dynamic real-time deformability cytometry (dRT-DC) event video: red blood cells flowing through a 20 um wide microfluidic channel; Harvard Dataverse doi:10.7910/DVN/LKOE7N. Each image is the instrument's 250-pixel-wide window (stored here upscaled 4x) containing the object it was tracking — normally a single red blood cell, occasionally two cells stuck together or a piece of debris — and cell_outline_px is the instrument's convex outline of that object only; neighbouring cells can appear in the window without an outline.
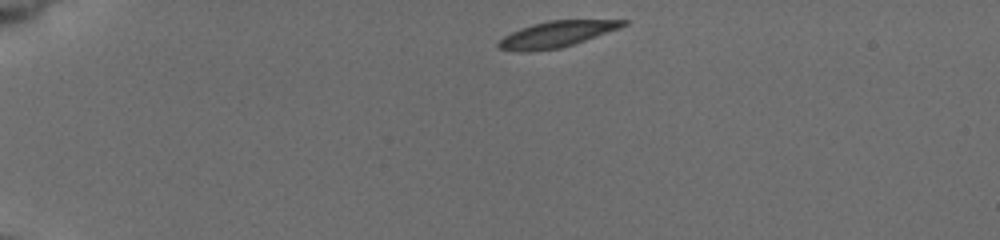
{"species": "common noctule bat (a hibernating species)", "species_latin": "Nyctalus noctula", "temperature_condition": "cold", "stored_images_in_passage": 43, "camera_frame_rate_fps": 3000, "um_per_image_px": 0.085, "animal": {"sex": "female", "body_mass_g": 19.5, "forearm_length_mm": 54.1}, "frame": {"image": 1, "passage_image": 1, "time_ms": 0.0, "image_size_px": [1000, 240], "cell_outline_px": [[628, 24], [620, 28], [560, 48], [528, 52], [520, 52], [500, 48], [496, 44], [504, 36], [520, 28], [532, 24], [548, 20], [628, 20]], "centroid_in_image_um": [47.29, 2.9], "position_along_channel_um": 37.7, "area_um2": 18.73}}
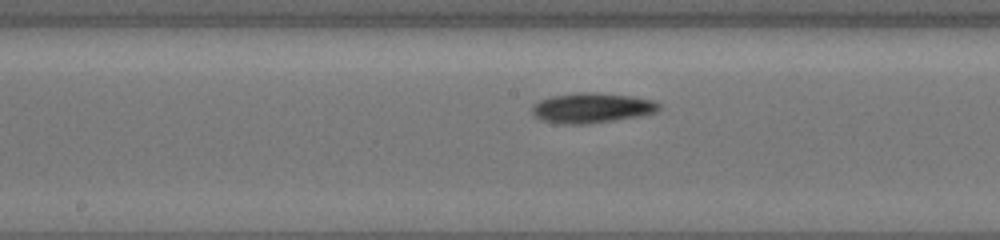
{"frame": {"image": 2, "passage_image": 19, "time_ms": 6.0, "image_size_px": [1000, 240], "cell_outline_px": [[660, 108], [656, 112], [636, 116], [612, 120], [584, 124], [572, 124], [540, 120], [532, 112], [532, 104], [540, 100], [552, 96], [576, 92], [596, 92], [632, 96], [652, 100], [660, 104]], "centroid_in_image_um": [50.28, 9.15], "position_along_channel_um": 197.9, "area_um2": 21.96}}
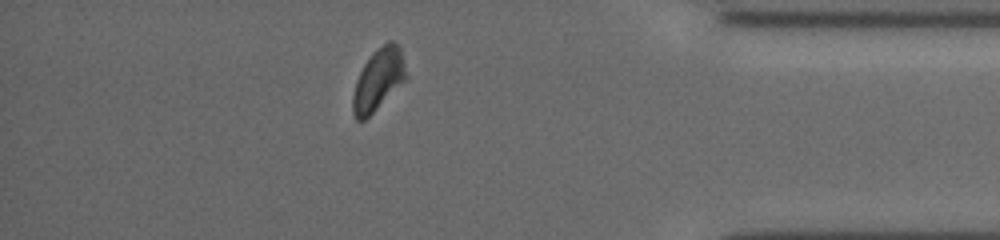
{"frame": {"image": 3, "passage_image": 37, "time_ms": 12.0, "image_size_px": [1000, 240], "cell_outline_px": [[408, 76], [364, 120], [356, 120], [352, 112], [352, 96], [356, 80], [364, 64], [372, 52], [388, 40], [392, 40], [400, 48]], "centroid_in_image_um": [32.13, 6.73], "position_along_channel_um": 403.1, "area_um2": 18.79}, "authors_computed_cell_mechanics": {"area_um2": 19.8254, "velocity_mm_per_s": 3.8241, "shape_relaxation_time_tau1_ms": 2.1018, "shape_relaxation_time_tau2_ms": 6.7697, "deformation_change_tau1": 0.0888, "deformation_change_tau2": 0.1219}}